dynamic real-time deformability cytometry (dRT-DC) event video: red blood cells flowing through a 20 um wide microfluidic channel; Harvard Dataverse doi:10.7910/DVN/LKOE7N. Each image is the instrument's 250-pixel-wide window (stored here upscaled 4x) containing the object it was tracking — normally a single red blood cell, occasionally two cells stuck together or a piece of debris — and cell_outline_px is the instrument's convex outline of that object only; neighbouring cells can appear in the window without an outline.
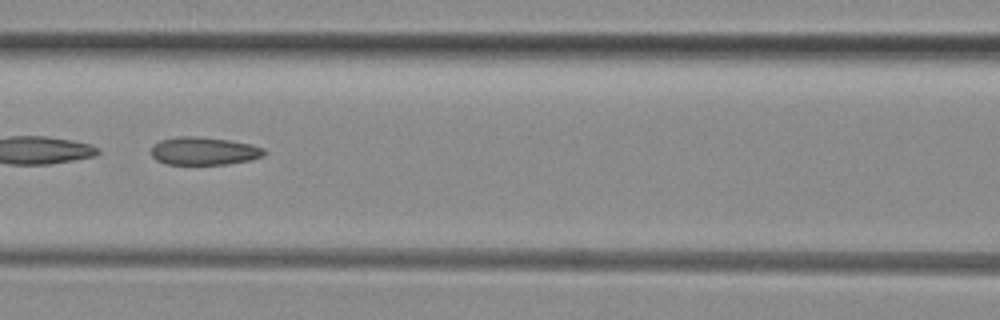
{"species": "common noctule bat (a hibernating species)", "species_latin": "Nyctalus noctula", "temperature_condition": "room temperature", "stored_images_in_passage": 37, "camera_frame_rate_fps": 3000, "um_per_image_px": 0.085, "animal": {"sex": "female", "body_mass_g": 29.2, "forearm_length_mm": 56.3}, "frame": {"image": 1, "passage_image": 22, "time_ms": 7.0, "image_size_px": [1000, 320], "cell_outline_px": [[268, 152], [264, 156], [248, 160], [228, 164], [164, 164], [156, 160], [152, 156], [152, 148], [160, 140], [176, 136], [192, 136], [228, 140], [252, 144], [264, 148]], "centroid_in_image_um": [17.36, 12.84], "position_along_channel_um": 149.2, "area_um2": 18.38}}